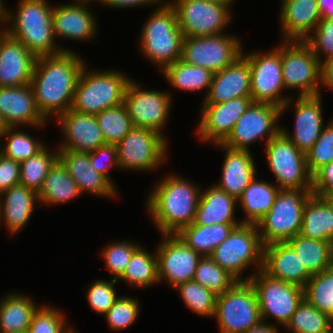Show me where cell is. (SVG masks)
I'll list each match as a JSON object with an SVG mask.
<instances>
[{"label": "cell", "instance_id": "9", "mask_svg": "<svg viewBox=\"0 0 333 333\" xmlns=\"http://www.w3.org/2000/svg\"><path fill=\"white\" fill-rule=\"evenodd\" d=\"M242 55L248 60L251 73V98L253 102H265L281 108L282 115L293 106V96L282 95L285 90L281 69L280 45L270 52L254 51Z\"/></svg>", "mask_w": 333, "mask_h": 333}, {"label": "cell", "instance_id": "14", "mask_svg": "<svg viewBox=\"0 0 333 333\" xmlns=\"http://www.w3.org/2000/svg\"><path fill=\"white\" fill-rule=\"evenodd\" d=\"M175 9L184 37L226 33L232 20L231 4L206 0H167Z\"/></svg>", "mask_w": 333, "mask_h": 333}, {"label": "cell", "instance_id": "46", "mask_svg": "<svg viewBox=\"0 0 333 333\" xmlns=\"http://www.w3.org/2000/svg\"><path fill=\"white\" fill-rule=\"evenodd\" d=\"M175 289L178 290L183 303L193 313L207 318L214 317L217 295L212 291L194 280L181 283Z\"/></svg>", "mask_w": 333, "mask_h": 333}, {"label": "cell", "instance_id": "56", "mask_svg": "<svg viewBox=\"0 0 333 333\" xmlns=\"http://www.w3.org/2000/svg\"><path fill=\"white\" fill-rule=\"evenodd\" d=\"M162 0H94V2L99 3L100 6H106V7H111V8H133V7H142V6H146V5H159V3Z\"/></svg>", "mask_w": 333, "mask_h": 333}, {"label": "cell", "instance_id": "34", "mask_svg": "<svg viewBox=\"0 0 333 333\" xmlns=\"http://www.w3.org/2000/svg\"><path fill=\"white\" fill-rule=\"evenodd\" d=\"M280 189L274 183L257 179V176L250 182L243 194L237 199L238 204L244 211L243 224H255L264 217L271 209Z\"/></svg>", "mask_w": 333, "mask_h": 333}, {"label": "cell", "instance_id": "51", "mask_svg": "<svg viewBox=\"0 0 333 333\" xmlns=\"http://www.w3.org/2000/svg\"><path fill=\"white\" fill-rule=\"evenodd\" d=\"M321 64L333 57V19L321 18L317 27L304 40ZM324 56V57H322Z\"/></svg>", "mask_w": 333, "mask_h": 333}, {"label": "cell", "instance_id": "18", "mask_svg": "<svg viewBox=\"0 0 333 333\" xmlns=\"http://www.w3.org/2000/svg\"><path fill=\"white\" fill-rule=\"evenodd\" d=\"M156 248L158 280L170 288L192 281L202 256L188 247L176 234H162Z\"/></svg>", "mask_w": 333, "mask_h": 333}, {"label": "cell", "instance_id": "4", "mask_svg": "<svg viewBox=\"0 0 333 333\" xmlns=\"http://www.w3.org/2000/svg\"><path fill=\"white\" fill-rule=\"evenodd\" d=\"M141 28V53L161 72L181 59L184 36L175 9L168 1L162 0Z\"/></svg>", "mask_w": 333, "mask_h": 333}, {"label": "cell", "instance_id": "3", "mask_svg": "<svg viewBox=\"0 0 333 333\" xmlns=\"http://www.w3.org/2000/svg\"><path fill=\"white\" fill-rule=\"evenodd\" d=\"M17 6L16 11L9 7L6 11L8 27L5 25L3 30L8 35L20 41L36 58L71 51L56 42L53 6L47 0H19Z\"/></svg>", "mask_w": 333, "mask_h": 333}, {"label": "cell", "instance_id": "25", "mask_svg": "<svg viewBox=\"0 0 333 333\" xmlns=\"http://www.w3.org/2000/svg\"><path fill=\"white\" fill-rule=\"evenodd\" d=\"M239 97H251L250 66L243 55L221 71L214 73L202 104L223 103Z\"/></svg>", "mask_w": 333, "mask_h": 333}, {"label": "cell", "instance_id": "60", "mask_svg": "<svg viewBox=\"0 0 333 333\" xmlns=\"http://www.w3.org/2000/svg\"><path fill=\"white\" fill-rule=\"evenodd\" d=\"M5 0H0V25H2V28L0 29L3 30V26H5L6 24H4L6 22V11H7V6H5L6 4L4 3Z\"/></svg>", "mask_w": 333, "mask_h": 333}, {"label": "cell", "instance_id": "28", "mask_svg": "<svg viewBox=\"0 0 333 333\" xmlns=\"http://www.w3.org/2000/svg\"><path fill=\"white\" fill-rule=\"evenodd\" d=\"M215 147L225 151L219 182L216 185L229 195L238 199L257 175L256 162L250 150L232 149L222 143Z\"/></svg>", "mask_w": 333, "mask_h": 333}, {"label": "cell", "instance_id": "50", "mask_svg": "<svg viewBox=\"0 0 333 333\" xmlns=\"http://www.w3.org/2000/svg\"><path fill=\"white\" fill-rule=\"evenodd\" d=\"M307 168L313 175L322 166L333 161V118L327 122L319 139L306 154Z\"/></svg>", "mask_w": 333, "mask_h": 333}, {"label": "cell", "instance_id": "43", "mask_svg": "<svg viewBox=\"0 0 333 333\" xmlns=\"http://www.w3.org/2000/svg\"><path fill=\"white\" fill-rule=\"evenodd\" d=\"M304 299L333 318V267L312 275L304 287Z\"/></svg>", "mask_w": 333, "mask_h": 333}, {"label": "cell", "instance_id": "26", "mask_svg": "<svg viewBox=\"0 0 333 333\" xmlns=\"http://www.w3.org/2000/svg\"><path fill=\"white\" fill-rule=\"evenodd\" d=\"M279 23L284 41H304L321 20L318 0H281Z\"/></svg>", "mask_w": 333, "mask_h": 333}, {"label": "cell", "instance_id": "55", "mask_svg": "<svg viewBox=\"0 0 333 333\" xmlns=\"http://www.w3.org/2000/svg\"><path fill=\"white\" fill-rule=\"evenodd\" d=\"M312 194L327 197L333 192V161L322 166L312 175Z\"/></svg>", "mask_w": 333, "mask_h": 333}, {"label": "cell", "instance_id": "48", "mask_svg": "<svg viewBox=\"0 0 333 333\" xmlns=\"http://www.w3.org/2000/svg\"><path fill=\"white\" fill-rule=\"evenodd\" d=\"M139 300L131 296H119L104 315L107 326L113 331H122L132 326L139 316Z\"/></svg>", "mask_w": 333, "mask_h": 333}, {"label": "cell", "instance_id": "6", "mask_svg": "<svg viewBox=\"0 0 333 333\" xmlns=\"http://www.w3.org/2000/svg\"><path fill=\"white\" fill-rule=\"evenodd\" d=\"M264 246L255 224H242L235 227L221 242L210 257L222 269L238 281H249L251 276L263 268ZM255 265L252 274L243 277V272ZM249 266V267H248Z\"/></svg>", "mask_w": 333, "mask_h": 333}, {"label": "cell", "instance_id": "49", "mask_svg": "<svg viewBox=\"0 0 333 333\" xmlns=\"http://www.w3.org/2000/svg\"><path fill=\"white\" fill-rule=\"evenodd\" d=\"M50 305H41L38 308L27 333H72L75 330L67 327L63 311Z\"/></svg>", "mask_w": 333, "mask_h": 333}, {"label": "cell", "instance_id": "11", "mask_svg": "<svg viewBox=\"0 0 333 333\" xmlns=\"http://www.w3.org/2000/svg\"><path fill=\"white\" fill-rule=\"evenodd\" d=\"M249 281L256 291L261 320L267 322L272 317L276 326L285 327L304 299V288L272 278L263 270L255 272Z\"/></svg>", "mask_w": 333, "mask_h": 333}, {"label": "cell", "instance_id": "54", "mask_svg": "<svg viewBox=\"0 0 333 333\" xmlns=\"http://www.w3.org/2000/svg\"><path fill=\"white\" fill-rule=\"evenodd\" d=\"M20 183V162L0 155V194Z\"/></svg>", "mask_w": 333, "mask_h": 333}, {"label": "cell", "instance_id": "10", "mask_svg": "<svg viewBox=\"0 0 333 333\" xmlns=\"http://www.w3.org/2000/svg\"><path fill=\"white\" fill-rule=\"evenodd\" d=\"M281 69L286 89H298L296 96H321V64L304 41H282Z\"/></svg>", "mask_w": 333, "mask_h": 333}, {"label": "cell", "instance_id": "53", "mask_svg": "<svg viewBox=\"0 0 333 333\" xmlns=\"http://www.w3.org/2000/svg\"><path fill=\"white\" fill-rule=\"evenodd\" d=\"M89 160L92 167L114 185V180H112L109 171L114 167L120 169L116 144H105L97 148L89 153Z\"/></svg>", "mask_w": 333, "mask_h": 333}, {"label": "cell", "instance_id": "37", "mask_svg": "<svg viewBox=\"0 0 333 333\" xmlns=\"http://www.w3.org/2000/svg\"><path fill=\"white\" fill-rule=\"evenodd\" d=\"M297 254L311 275L333 267L332 242L303 237L297 234L286 242Z\"/></svg>", "mask_w": 333, "mask_h": 333}, {"label": "cell", "instance_id": "61", "mask_svg": "<svg viewBox=\"0 0 333 333\" xmlns=\"http://www.w3.org/2000/svg\"><path fill=\"white\" fill-rule=\"evenodd\" d=\"M8 126L6 125L2 115L0 114V139L1 136L6 132Z\"/></svg>", "mask_w": 333, "mask_h": 333}, {"label": "cell", "instance_id": "47", "mask_svg": "<svg viewBox=\"0 0 333 333\" xmlns=\"http://www.w3.org/2000/svg\"><path fill=\"white\" fill-rule=\"evenodd\" d=\"M135 243L132 240L114 241L102 249L101 256L105 261V267L114 275L113 279L118 280L123 275L132 255L141 247L140 244Z\"/></svg>", "mask_w": 333, "mask_h": 333}, {"label": "cell", "instance_id": "1", "mask_svg": "<svg viewBox=\"0 0 333 333\" xmlns=\"http://www.w3.org/2000/svg\"><path fill=\"white\" fill-rule=\"evenodd\" d=\"M76 51L37 57L30 85L38 112L47 121L72 107L76 85L86 62Z\"/></svg>", "mask_w": 333, "mask_h": 333}, {"label": "cell", "instance_id": "16", "mask_svg": "<svg viewBox=\"0 0 333 333\" xmlns=\"http://www.w3.org/2000/svg\"><path fill=\"white\" fill-rule=\"evenodd\" d=\"M281 108L265 102H252L222 143L226 147L250 150L249 145L266 138L267 143L280 131Z\"/></svg>", "mask_w": 333, "mask_h": 333}, {"label": "cell", "instance_id": "2", "mask_svg": "<svg viewBox=\"0 0 333 333\" xmlns=\"http://www.w3.org/2000/svg\"><path fill=\"white\" fill-rule=\"evenodd\" d=\"M156 183L145 202L149 216L159 234H177L193 223L202 186L173 173Z\"/></svg>", "mask_w": 333, "mask_h": 333}, {"label": "cell", "instance_id": "52", "mask_svg": "<svg viewBox=\"0 0 333 333\" xmlns=\"http://www.w3.org/2000/svg\"><path fill=\"white\" fill-rule=\"evenodd\" d=\"M119 282L112 278L111 281L98 279L88 287L87 301L90 308L98 314L105 315L117 300L115 285Z\"/></svg>", "mask_w": 333, "mask_h": 333}, {"label": "cell", "instance_id": "64", "mask_svg": "<svg viewBox=\"0 0 333 333\" xmlns=\"http://www.w3.org/2000/svg\"><path fill=\"white\" fill-rule=\"evenodd\" d=\"M1 141H3V140L0 139V155L2 154V151H1V145H2V143H1Z\"/></svg>", "mask_w": 333, "mask_h": 333}, {"label": "cell", "instance_id": "8", "mask_svg": "<svg viewBox=\"0 0 333 333\" xmlns=\"http://www.w3.org/2000/svg\"><path fill=\"white\" fill-rule=\"evenodd\" d=\"M218 333H244L261 320L256 291L250 281H237L216 298Z\"/></svg>", "mask_w": 333, "mask_h": 333}, {"label": "cell", "instance_id": "39", "mask_svg": "<svg viewBox=\"0 0 333 333\" xmlns=\"http://www.w3.org/2000/svg\"><path fill=\"white\" fill-rule=\"evenodd\" d=\"M157 255L140 247L126 266L123 275L118 279L137 288H147L159 284Z\"/></svg>", "mask_w": 333, "mask_h": 333}, {"label": "cell", "instance_id": "24", "mask_svg": "<svg viewBox=\"0 0 333 333\" xmlns=\"http://www.w3.org/2000/svg\"><path fill=\"white\" fill-rule=\"evenodd\" d=\"M35 61L20 41L0 31V87L30 84Z\"/></svg>", "mask_w": 333, "mask_h": 333}, {"label": "cell", "instance_id": "33", "mask_svg": "<svg viewBox=\"0 0 333 333\" xmlns=\"http://www.w3.org/2000/svg\"><path fill=\"white\" fill-rule=\"evenodd\" d=\"M299 235L333 242V203L327 197L309 198L303 209Z\"/></svg>", "mask_w": 333, "mask_h": 333}, {"label": "cell", "instance_id": "5", "mask_svg": "<svg viewBox=\"0 0 333 333\" xmlns=\"http://www.w3.org/2000/svg\"><path fill=\"white\" fill-rule=\"evenodd\" d=\"M83 67L74 93L71 109L90 115L124 102L126 88L132 78L117 70H92Z\"/></svg>", "mask_w": 333, "mask_h": 333}, {"label": "cell", "instance_id": "38", "mask_svg": "<svg viewBox=\"0 0 333 333\" xmlns=\"http://www.w3.org/2000/svg\"><path fill=\"white\" fill-rule=\"evenodd\" d=\"M162 74L175 89L187 92L206 90L205 97L214 75L209 69L187 64L181 59L168 65Z\"/></svg>", "mask_w": 333, "mask_h": 333}, {"label": "cell", "instance_id": "20", "mask_svg": "<svg viewBox=\"0 0 333 333\" xmlns=\"http://www.w3.org/2000/svg\"><path fill=\"white\" fill-rule=\"evenodd\" d=\"M56 122L64 136L58 150L91 153L106 144L95 115L69 109Z\"/></svg>", "mask_w": 333, "mask_h": 333}, {"label": "cell", "instance_id": "22", "mask_svg": "<svg viewBox=\"0 0 333 333\" xmlns=\"http://www.w3.org/2000/svg\"><path fill=\"white\" fill-rule=\"evenodd\" d=\"M322 96L296 97L294 103V127L293 133L288 132L285 126H281V132L303 153L311 149L319 139L324 124L322 110Z\"/></svg>", "mask_w": 333, "mask_h": 333}, {"label": "cell", "instance_id": "40", "mask_svg": "<svg viewBox=\"0 0 333 333\" xmlns=\"http://www.w3.org/2000/svg\"><path fill=\"white\" fill-rule=\"evenodd\" d=\"M285 328L289 333H333V318L303 299Z\"/></svg>", "mask_w": 333, "mask_h": 333}, {"label": "cell", "instance_id": "27", "mask_svg": "<svg viewBox=\"0 0 333 333\" xmlns=\"http://www.w3.org/2000/svg\"><path fill=\"white\" fill-rule=\"evenodd\" d=\"M58 160L74 179L81 194L88 192L103 198H117V186L92 167L89 153L58 150Z\"/></svg>", "mask_w": 333, "mask_h": 333}, {"label": "cell", "instance_id": "12", "mask_svg": "<svg viewBox=\"0 0 333 333\" xmlns=\"http://www.w3.org/2000/svg\"><path fill=\"white\" fill-rule=\"evenodd\" d=\"M267 164L280 190L312 188L306 154L281 131L264 146Z\"/></svg>", "mask_w": 333, "mask_h": 333}, {"label": "cell", "instance_id": "58", "mask_svg": "<svg viewBox=\"0 0 333 333\" xmlns=\"http://www.w3.org/2000/svg\"><path fill=\"white\" fill-rule=\"evenodd\" d=\"M278 327L272 322L267 323L261 321L258 325L251 327L249 330L245 331L244 333H279Z\"/></svg>", "mask_w": 333, "mask_h": 333}, {"label": "cell", "instance_id": "44", "mask_svg": "<svg viewBox=\"0 0 333 333\" xmlns=\"http://www.w3.org/2000/svg\"><path fill=\"white\" fill-rule=\"evenodd\" d=\"M193 280L217 296L228 291L238 281L210 256H202L199 260Z\"/></svg>", "mask_w": 333, "mask_h": 333}, {"label": "cell", "instance_id": "15", "mask_svg": "<svg viewBox=\"0 0 333 333\" xmlns=\"http://www.w3.org/2000/svg\"><path fill=\"white\" fill-rule=\"evenodd\" d=\"M240 38L221 33L211 36L184 37L181 60L206 68L213 73L221 71L242 55Z\"/></svg>", "mask_w": 333, "mask_h": 333}, {"label": "cell", "instance_id": "21", "mask_svg": "<svg viewBox=\"0 0 333 333\" xmlns=\"http://www.w3.org/2000/svg\"><path fill=\"white\" fill-rule=\"evenodd\" d=\"M91 1L94 0H72L64 5L53 6L54 36L74 41L94 39L98 23L89 9Z\"/></svg>", "mask_w": 333, "mask_h": 333}, {"label": "cell", "instance_id": "42", "mask_svg": "<svg viewBox=\"0 0 333 333\" xmlns=\"http://www.w3.org/2000/svg\"><path fill=\"white\" fill-rule=\"evenodd\" d=\"M95 116L106 144L119 143L134 128L124 103Z\"/></svg>", "mask_w": 333, "mask_h": 333}, {"label": "cell", "instance_id": "63", "mask_svg": "<svg viewBox=\"0 0 333 333\" xmlns=\"http://www.w3.org/2000/svg\"><path fill=\"white\" fill-rule=\"evenodd\" d=\"M327 198L333 203V192H331Z\"/></svg>", "mask_w": 333, "mask_h": 333}, {"label": "cell", "instance_id": "57", "mask_svg": "<svg viewBox=\"0 0 333 333\" xmlns=\"http://www.w3.org/2000/svg\"><path fill=\"white\" fill-rule=\"evenodd\" d=\"M333 91V57L321 63V87Z\"/></svg>", "mask_w": 333, "mask_h": 333}, {"label": "cell", "instance_id": "13", "mask_svg": "<svg viewBox=\"0 0 333 333\" xmlns=\"http://www.w3.org/2000/svg\"><path fill=\"white\" fill-rule=\"evenodd\" d=\"M116 148L120 170L144 172L161 167L169 150L166 136L141 127H134Z\"/></svg>", "mask_w": 333, "mask_h": 333}, {"label": "cell", "instance_id": "36", "mask_svg": "<svg viewBox=\"0 0 333 333\" xmlns=\"http://www.w3.org/2000/svg\"><path fill=\"white\" fill-rule=\"evenodd\" d=\"M82 195L79 187L63 164L57 160L50 168L43 186L38 192V201L45 205L64 204Z\"/></svg>", "mask_w": 333, "mask_h": 333}, {"label": "cell", "instance_id": "23", "mask_svg": "<svg viewBox=\"0 0 333 333\" xmlns=\"http://www.w3.org/2000/svg\"><path fill=\"white\" fill-rule=\"evenodd\" d=\"M0 114L8 127L28 125L39 129L48 123L37 110L30 84L0 87Z\"/></svg>", "mask_w": 333, "mask_h": 333}, {"label": "cell", "instance_id": "59", "mask_svg": "<svg viewBox=\"0 0 333 333\" xmlns=\"http://www.w3.org/2000/svg\"><path fill=\"white\" fill-rule=\"evenodd\" d=\"M321 18L333 19V0H318Z\"/></svg>", "mask_w": 333, "mask_h": 333}, {"label": "cell", "instance_id": "30", "mask_svg": "<svg viewBox=\"0 0 333 333\" xmlns=\"http://www.w3.org/2000/svg\"><path fill=\"white\" fill-rule=\"evenodd\" d=\"M37 202L38 193L21 184L12 186L0 194V221L5 224L8 234L14 235L24 230Z\"/></svg>", "mask_w": 333, "mask_h": 333}, {"label": "cell", "instance_id": "31", "mask_svg": "<svg viewBox=\"0 0 333 333\" xmlns=\"http://www.w3.org/2000/svg\"><path fill=\"white\" fill-rule=\"evenodd\" d=\"M237 204L235 197L213 184L201 190L193 224H243L235 217Z\"/></svg>", "mask_w": 333, "mask_h": 333}, {"label": "cell", "instance_id": "41", "mask_svg": "<svg viewBox=\"0 0 333 333\" xmlns=\"http://www.w3.org/2000/svg\"><path fill=\"white\" fill-rule=\"evenodd\" d=\"M55 149L51 152L45 145L34 156L21 161L19 184L38 193L50 168L58 160V148Z\"/></svg>", "mask_w": 333, "mask_h": 333}, {"label": "cell", "instance_id": "32", "mask_svg": "<svg viewBox=\"0 0 333 333\" xmlns=\"http://www.w3.org/2000/svg\"><path fill=\"white\" fill-rule=\"evenodd\" d=\"M29 295L10 292L0 299V333H27L37 305Z\"/></svg>", "mask_w": 333, "mask_h": 333}, {"label": "cell", "instance_id": "62", "mask_svg": "<svg viewBox=\"0 0 333 333\" xmlns=\"http://www.w3.org/2000/svg\"><path fill=\"white\" fill-rule=\"evenodd\" d=\"M206 1H210V2H223V3H228V4H233L234 0H206Z\"/></svg>", "mask_w": 333, "mask_h": 333}, {"label": "cell", "instance_id": "35", "mask_svg": "<svg viewBox=\"0 0 333 333\" xmlns=\"http://www.w3.org/2000/svg\"><path fill=\"white\" fill-rule=\"evenodd\" d=\"M242 224H191L182 228L176 235L201 256H210L232 230Z\"/></svg>", "mask_w": 333, "mask_h": 333}, {"label": "cell", "instance_id": "7", "mask_svg": "<svg viewBox=\"0 0 333 333\" xmlns=\"http://www.w3.org/2000/svg\"><path fill=\"white\" fill-rule=\"evenodd\" d=\"M312 195L311 188L279 191L271 209L257 224L263 246L284 243L299 234L303 209Z\"/></svg>", "mask_w": 333, "mask_h": 333}, {"label": "cell", "instance_id": "45", "mask_svg": "<svg viewBox=\"0 0 333 333\" xmlns=\"http://www.w3.org/2000/svg\"><path fill=\"white\" fill-rule=\"evenodd\" d=\"M18 127H8L6 132L1 136L5 139L4 145L1 146L2 154L14 161L21 162L29 157L34 156L45 145L44 141H39L24 130Z\"/></svg>", "mask_w": 333, "mask_h": 333}, {"label": "cell", "instance_id": "17", "mask_svg": "<svg viewBox=\"0 0 333 333\" xmlns=\"http://www.w3.org/2000/svg\"><path fill=\"white\" fill-rule=\"evenodd\" d=\"M132 79L125 92L124 104L134 127L158 132L162 136L168 124L172 96L169 91L145 90Z\"/></svg>", "mask_w": 333, "mask_h": 333}, {"label": "cell", "instance_id": "19", "mask_svg": "<svg viewBox=\"0 0 333 333\" xmlns=\"http://www.w3.org/2000/svg\"><path fill=\"white\" fill-rule=\"evenodd\" d=\"M252 102L251 97H239L223 103L202 104L196 129L198 140L211 145L223 143Z\"/></svg>", "mask_w": 333, "mask_h": 333}, {"label": "cell", "instance_id": "29", "mask_svg": "<svg viewBox=\"0 0 333 333\" xmlns=\"http://www.w3.org/2000/svg\"><path fill=\"white\" fill-rule=\"evenodd\" d=\"M262 270L272 278L302 288L312 277L297 254L286 242L264 246Z\"/></svg>", "mask_w": 333, "mask_h": 333}]
</instances>
